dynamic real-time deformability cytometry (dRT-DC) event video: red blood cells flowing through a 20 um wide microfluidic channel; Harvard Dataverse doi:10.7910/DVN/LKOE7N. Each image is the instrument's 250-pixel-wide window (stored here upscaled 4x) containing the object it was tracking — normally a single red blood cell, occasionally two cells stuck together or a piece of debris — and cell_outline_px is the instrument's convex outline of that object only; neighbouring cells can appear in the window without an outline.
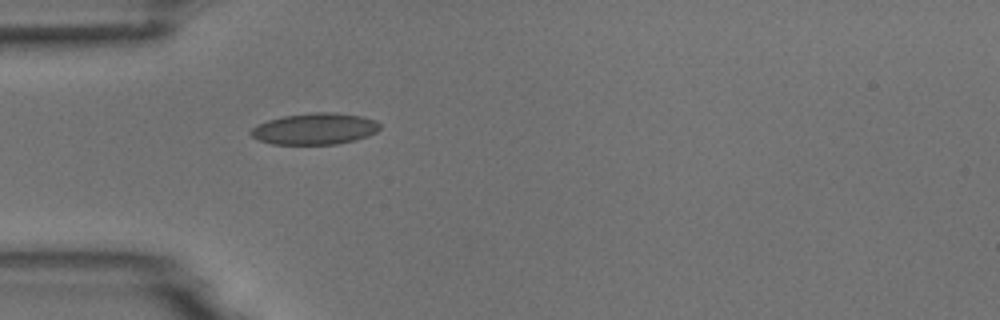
{"species": "common noctule bat (a hibernating species)", "species_latin": "Nyctalus noctula", "temperature_condition": "room temperature", "stored_images_in_passage": 1, "camera_frame_rate_fps": 3000, "um_per_image_px": 0.085, "animal": {"sex": "male", "body_mass_g": 18.8}, "frame": {"image": 1, "passage_image": 1, "time_ms": 0.0, "image_size_px": [1000, 320], "cell_outline_px": [[380, 128], [376, 132], [368, 136], [356, 140], [336, 144], [272, 144], [260, 140], [252, 136], [248, 132], [252, 128], [268, 120], [284, 116], [312, 112], [336, 112], [360, 116], [376, 120], [380, 124]], "centroid_in_image_um": [26.79, 10.95], "position_along_channel_um": 58.2, "area_um2": 23.58}}